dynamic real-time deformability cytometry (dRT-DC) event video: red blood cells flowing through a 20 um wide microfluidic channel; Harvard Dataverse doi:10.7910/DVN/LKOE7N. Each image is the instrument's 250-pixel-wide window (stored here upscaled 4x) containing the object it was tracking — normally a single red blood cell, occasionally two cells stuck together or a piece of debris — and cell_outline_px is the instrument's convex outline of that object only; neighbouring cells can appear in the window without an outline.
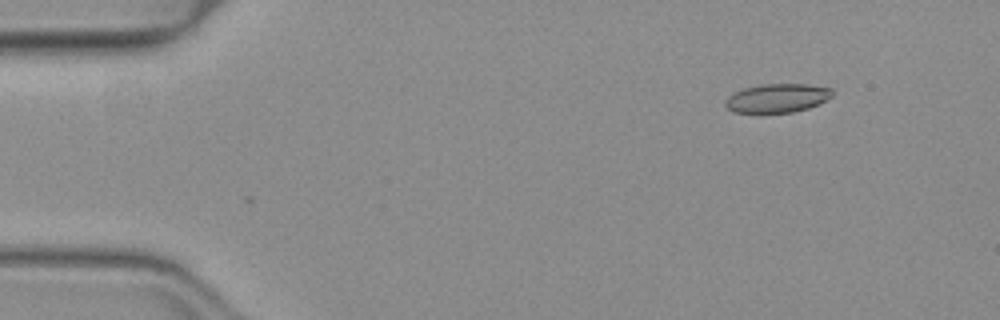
{"species": "common noctule bat (a hibernating species)", "species_latin": "Nyctalus noctula", "temperature_condition": "warm", "stored_images_in_passage": 47, "camera_frame_rate_fps": 3000, "um_per_image_px": 0.085, "animal": {"sex": "female", "body_mass_g": 19.3, "forearm_length_mm": 54.1}, "frame": {"image": 1, "passage_image": 1, "time_ms": 0.0, "image_size_px": [1000, 320], "cell_outline_px": [[832, 96], [820, 104], [808, 108], [792, 112], [732, 112], [724, 104], [724, 100], [728, 96], [744, 88], [760, 84], [808, 84], [832, 88]], "centroid_in_image_um": [66.07, 8.33], "position_along_channel_um": 18.9, "area_um2": 17.92}}
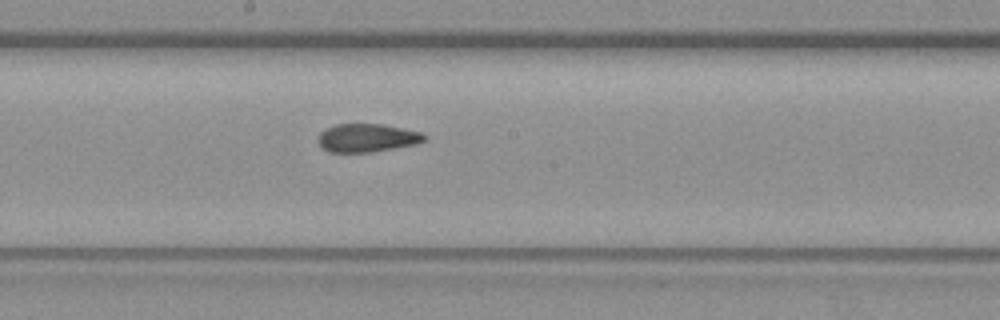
{"frame": {"image": 2, "passage_image": 23, "time_ms": 7.333, "image_size_px": [1000, 320], "cell_outline_px": [[428, 136], [424, 140], [416, 144], [372, 152], [328, 152], [320, 148], [316, 140], [320, 132], [324, 128], [336, 124], [380, 124], [420, 132]], "centroid_in_image_um": [31.12, 11.72], "position_along_channel_um": 217.1, "area_um2": 17.63}}
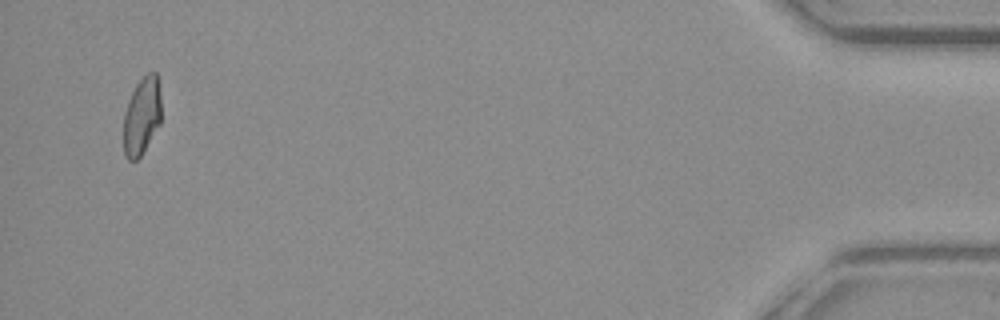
{"frame": {"image": 3, "passage_image": 45, "time_ms": 14.667, "image_size_px": [1000, 320], "cell_outline_px": [[160, 124], [140, 156], [136, 160], [128, 160], [124, 152], [124, 112], [128, 100], [136, 84], [148, 72], [156, 72], [160, 84]], "centroid_in_image_um": [12.06, 9.83], "position_along_channel_um": 423.1, "area_um2": 16.99}, "authors_computed_cell_mechanics": {"area_um2": 18.0336, "velocity_mm_per_s": 4.0002, "shape_relaxation_time_tau1_ms": null, "shape_relaxation_time_tau2_ms": 1.4442, "deformation_change_tau1": null, "deformation_change_tau2": 0.0863}}